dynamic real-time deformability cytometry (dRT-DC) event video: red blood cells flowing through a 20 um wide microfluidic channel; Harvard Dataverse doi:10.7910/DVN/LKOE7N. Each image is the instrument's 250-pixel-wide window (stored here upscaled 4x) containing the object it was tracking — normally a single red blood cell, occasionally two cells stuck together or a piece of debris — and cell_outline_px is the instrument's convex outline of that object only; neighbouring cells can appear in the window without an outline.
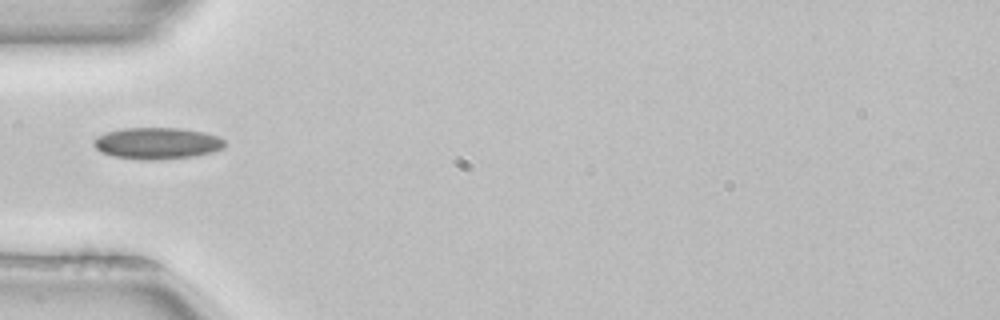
{"species": "common noctule bat (a hibernating species)", "species_latin": "Nyctalus noctula", "temperature_condition": "room temperature", "stored_images_in_passage": 36, "camera_frame_rate_fps": 3000, "um_per_image_px": 0.085, "animal": {"sex": "female", "body_mass_g": 22.7, "forearm_length_mm": 54.2}, "frame": {"image": 1, "passage_image": 1, "time_ms": 0.0, "image_size_px": [1000, 320], "cell_outline_px": [[224, 148], [212, 152], [192, 156], [152, 160], [144, 160], [112, 156], [100, 152], [92, 144], [92, 140], [96, 136], [108, 132], [124, 128], [180, 128], [204, 132], [216, 136], [224, 140]], "centroid_in_image_um": [13.31, 12.18], "position_along_channel_um": 71.7, "area_um2": 24.04}}
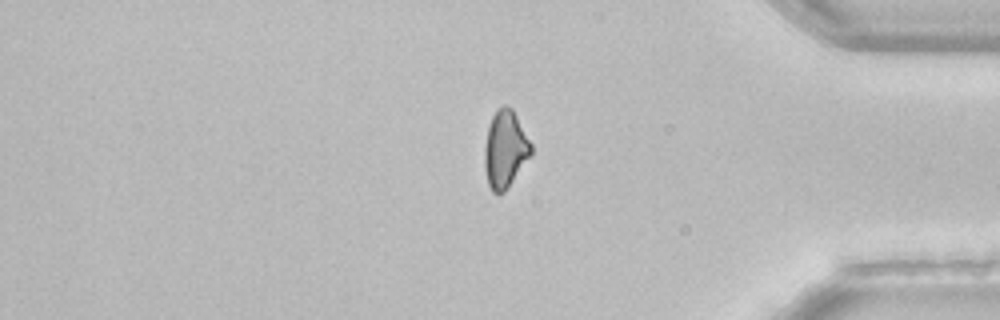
{"frame": {"image": 2, "passage_image": 27, "time_ms": 8.667, "image_size_px": [1000, 320], "cell_outline_px": [[532, 156], [508, 188], [504, 192], [496, 196], [492, 192], [488, 184], [484, 168], [484, 148], [488, 128], [492, 116], [504, 104], [512, 108], [532, 144]], "centroid_in_image_um": [42.95, 12.74], "position_along_channel_um": 392.3, "area_um2": 21.27}}
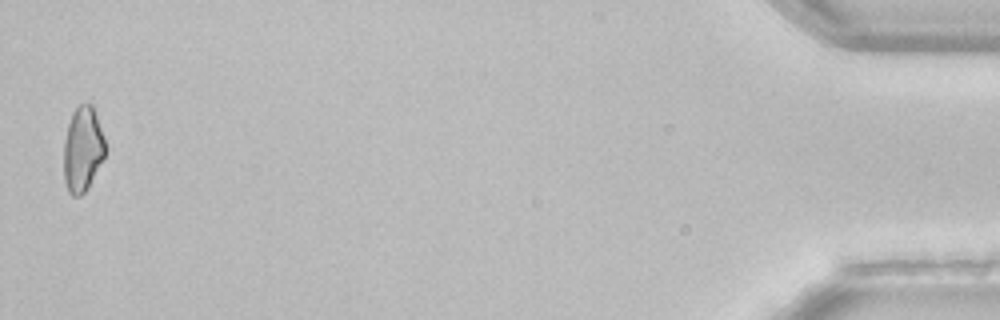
{"frame": {"image": 3, "passage_image": 35, "time_ms": 11.333, "image_size_px": [1000, 320], "cell_outline_px": [[104, 156], [88, 188], [80, 196], [72, 196], [68, 192], [64, 180], [64, 140], [68, 124], [72, 112], [80, 104], [92, 104], [104, 136]], "centroid_in_image_um": [7.01, 12.69], "position_along_channel_um": 428.2, "area_um2": 20.4}, "authors_computed_cell_mechanics": {"area_um2": 21.4438, "velocity_mm_per_s": 3.9876, "shape_relaxation_time_tau1_ms": null, "shape_relaxation_time_tau2_ms": 10.7096, "deformation_change_tau1": null, "deformation_change_tau2": 0.1479}}